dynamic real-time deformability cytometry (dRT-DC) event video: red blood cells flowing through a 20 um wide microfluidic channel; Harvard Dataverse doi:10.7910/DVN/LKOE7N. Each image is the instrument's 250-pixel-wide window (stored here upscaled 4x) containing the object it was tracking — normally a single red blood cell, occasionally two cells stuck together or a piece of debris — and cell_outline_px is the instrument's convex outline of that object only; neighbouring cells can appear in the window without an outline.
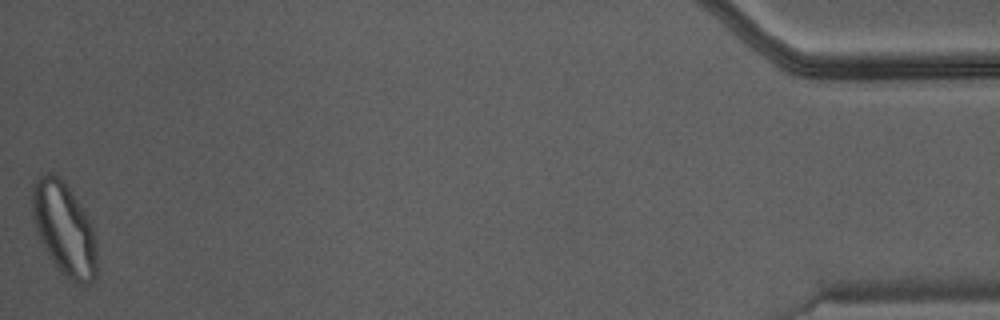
{"species": "Egyptian fruit bat (a non-hibernating species)", "species_latin": "Rousettus aegyptiacus", "temperature_condition": "warm", "stored_images_in_passage": 42, "camera_frame_rate_fps": 3000, "um_per_image_px": 0.085, "animal": {"sex": "male"}, "frame": {"image": 1, "passage_image": 42, "time_ms": 13.667, "image_size_px": [1000, 320], "cell_outline_px": [[96, 276], [88, 284], [76, 284], [68, 280], [56, 268], [44, 248], [40, 240], [32, 220], [32, 184], [36, 176], [48, 172], [52, 172], [60, 176], [84, 212], [92, 228], [96, 248]], "centroid_in_image_um": [5.41, 19.46], "position_along_channel_um": 429.8, "area_um2": 35.03}}